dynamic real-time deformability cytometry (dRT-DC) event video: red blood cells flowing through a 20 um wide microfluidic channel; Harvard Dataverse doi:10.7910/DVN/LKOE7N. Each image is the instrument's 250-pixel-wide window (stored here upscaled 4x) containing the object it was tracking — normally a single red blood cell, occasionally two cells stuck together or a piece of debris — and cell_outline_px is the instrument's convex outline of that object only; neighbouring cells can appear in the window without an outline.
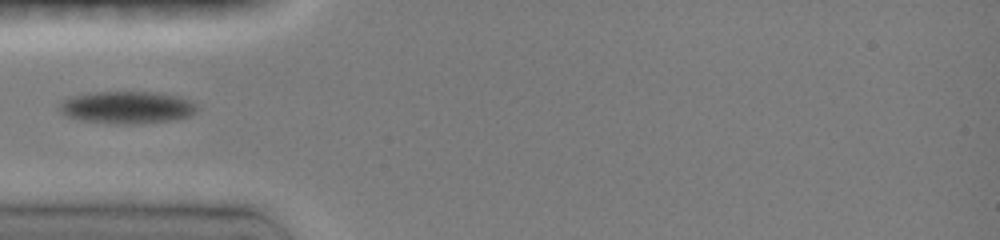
{"species": "common noctule bat (a hibernating species)", "species_latin": "Nyctalus noctula", "temperature_condition": "room temperature", "stored_images_in_passage": 4, "camera_frame_rate_fps": 3000, "um_per_image_px": 0.085, "animal": {"sex": "female", "body_mass_g": 19.0, "forearm_length_mm": 51.5}, "frame": {"image": 1, "passage_image": 2, "time_ms": 1.0, "image_size_px": [1000, 240], "cell_outline_px": [[200, 108], [196, 112], [188, 116], [168, 120], [132, 124], [116, 124], [84, 120], [64, 116], [60, 112], [60, 100], [72, 96], [96, 92], [156, 92], [180, 96], [196, 104]], "centroid_in_image_um": [10.79, 9.12], "position_along_channel_um": 74.2, "area_um2": 25.84}}
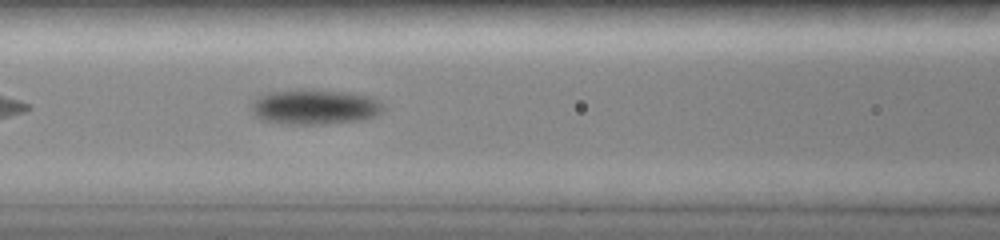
{"frame": {"image": 2, "passage_image": 4, "time_ms": 2.667, "image_size_px": [1000, 240], "cell_outline_px": [[384, 108], [376, 116], [360, 120], [316, 124], [288, 124], [264, 120], [256, 116], [252, 112], [252, 104], [256, 96], [268, 92], [296, 88], [312, 88], [352, 92], [372, 96], [380, 100], [384, 104]], "centroid_in_image_um": [26.77, 9.04], "position_along_channel_um": 139.8, "area_um2": 27.63}}